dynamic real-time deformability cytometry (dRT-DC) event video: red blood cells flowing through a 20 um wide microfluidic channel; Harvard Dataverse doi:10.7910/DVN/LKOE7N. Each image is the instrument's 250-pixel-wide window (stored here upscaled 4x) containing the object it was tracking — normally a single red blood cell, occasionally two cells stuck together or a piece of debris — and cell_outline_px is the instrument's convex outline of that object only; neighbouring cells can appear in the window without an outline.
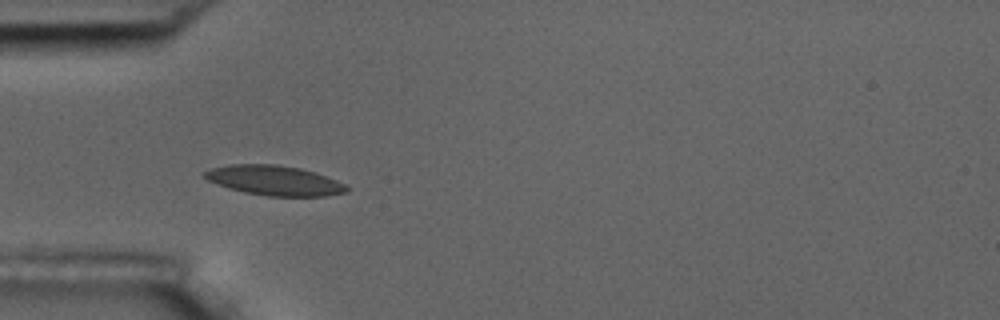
{"species": "common noctule bat (a hibernating species)", "species_latin": "Nyctalus noctula", "temperature_condition": "room temperature", "stored_images_in_passage": 6, "camera_frame_rate_fps": 3000, "um_per_image_px": 0.085, "animal": {"sex": "male", "body_mass_g": 17.5, "forearm_length_mm": 52.3}, "frame": {"image": 1, "passage_image": 5, "time_ms": 4.667, "image_size_px": [1000, 320], "cell_outline_px": [[348, 192], [324, 196], [268, 196], [244, 192], [228, 188], [208, 180], [204, 176], [204, 172], [212, 168], [228, 164], [272, 164], [300, 168], [316, 172], [336, 180], [344, 184], [348, 188]], "centroid_in_image_um": [23.33, 15.34], "position_along_channel_um": 61.7, "area_um2": 24.57}}